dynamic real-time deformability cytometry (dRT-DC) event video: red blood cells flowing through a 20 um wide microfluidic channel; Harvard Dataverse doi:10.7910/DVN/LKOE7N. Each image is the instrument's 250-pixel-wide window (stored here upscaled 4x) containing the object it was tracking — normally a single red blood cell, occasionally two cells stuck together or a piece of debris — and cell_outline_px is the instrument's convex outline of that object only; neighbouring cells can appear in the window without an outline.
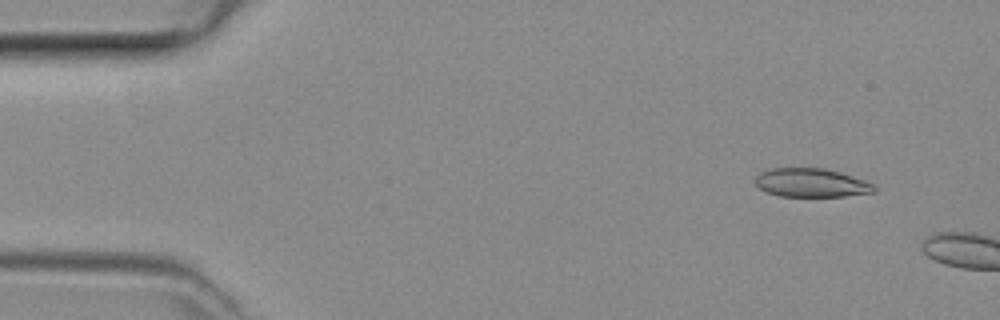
{"species": "common noctule bat (a hibernating species)", "species_latin": "Nyctalus noctula", "temperature_condition": "room temperature", "stored_images_in_passage": 2, "camera_frame_rate_fps": 3000, "um_per_image_px": 0.085, "animal": {"sex": "female", "body_mass_g": 29.2, "forearm_length_mm": 56.3}, "frame": {"image": 1, "passage_image": 1, "time_ms": 0.0, "image_size_px": [1000, 320], "cell_outline_px": [[876, 192], [844, 196], [780, 196], [768, 192], [760, 188], [756, 184], [756, 176], [760, 172], [772, 168], [824, 168], [840, 172], [876, 184]], "centroid_in_image_um": [69.0, 15.53], "position_along_channel_um": 16.0, "area_um2": 19.83}}